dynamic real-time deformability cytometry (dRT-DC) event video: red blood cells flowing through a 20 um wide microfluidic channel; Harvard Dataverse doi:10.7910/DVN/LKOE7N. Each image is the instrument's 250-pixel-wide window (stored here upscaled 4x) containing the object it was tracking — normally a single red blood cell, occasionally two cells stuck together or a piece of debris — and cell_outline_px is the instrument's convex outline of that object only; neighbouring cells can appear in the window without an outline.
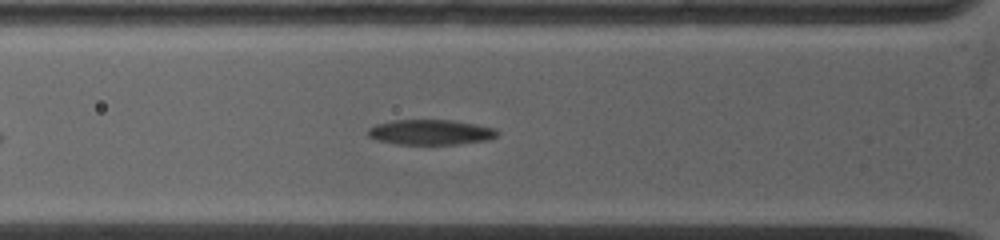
{"species": "common noctule bat (a hibernating species)", "species_latin": "Nyctalus noctula", "temperature_condition": "warm", "stored_images_in_passage": 41, "camera_frame_rate_fps": 5000, "um_per_image_px": 0.085, "animal": {"sex": "female", "body_mass_g": 19.0, "forearm_length_mm": 53.3}, "frame": {"image": 1, "passage_image": 7, "time_ms": 2.2, "image_size_px": [1000, 240], "cell_outline_px": [[500, 132], [496, 136], [488, 140], [456, 144], [396, 144], [376, 140], [368, 136], [368, 128], [376, 124], [392, 120], [452, 120], [476, 124], [496, 128]], "centroid_in_image_um": [36.6, 11.23], "position_along_channel_um": 89.2, "area_um2": 19.07}, "authors_computed_cell_mechanics": {"area_um2": 23.2356, "velocity_mm_per_s": 3.4939, "shape_relaxation_time_tau1_ms": 1.7562, "shape_relaxation_time_tau2_ms": null, "deformation_change_tau1": 0.1303, "deformation_change_tau2": null}}